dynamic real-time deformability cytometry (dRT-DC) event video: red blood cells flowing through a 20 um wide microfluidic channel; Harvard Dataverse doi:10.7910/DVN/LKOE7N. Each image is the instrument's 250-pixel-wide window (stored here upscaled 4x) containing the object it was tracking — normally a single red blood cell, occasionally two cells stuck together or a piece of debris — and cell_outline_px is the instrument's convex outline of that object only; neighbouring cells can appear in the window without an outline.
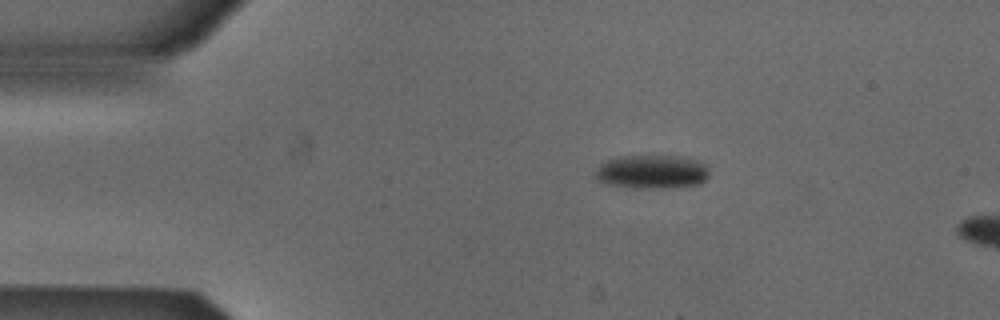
{"species": "Egyptian fruit bat (a non-hibernating species)", "species_latin": "Rousettus aegyptiacus", "temperature_condition": "cold", "stored_images_in_passage": 3, "camera_frame_rate_fps": 3000, "um_per_image_px": 0.085, "animal": {"sex": "male"}, "frame": {"image": 1, "passage_image": 1, "time_ms": 0.0, "image_size_px": [1000, 320], "cell_outline_px": [[708, 176], [700, 184], [668, 188], [632, 188], [608, 184], [596, 180], [592, 176], [596, 168], [600, 164], [616, 156], [684, 156], [708, 164]], "centroid_in_image_um": [55.39, 14.6], "position_along_channel_um": 29.6, "area_um2": 22.83}}